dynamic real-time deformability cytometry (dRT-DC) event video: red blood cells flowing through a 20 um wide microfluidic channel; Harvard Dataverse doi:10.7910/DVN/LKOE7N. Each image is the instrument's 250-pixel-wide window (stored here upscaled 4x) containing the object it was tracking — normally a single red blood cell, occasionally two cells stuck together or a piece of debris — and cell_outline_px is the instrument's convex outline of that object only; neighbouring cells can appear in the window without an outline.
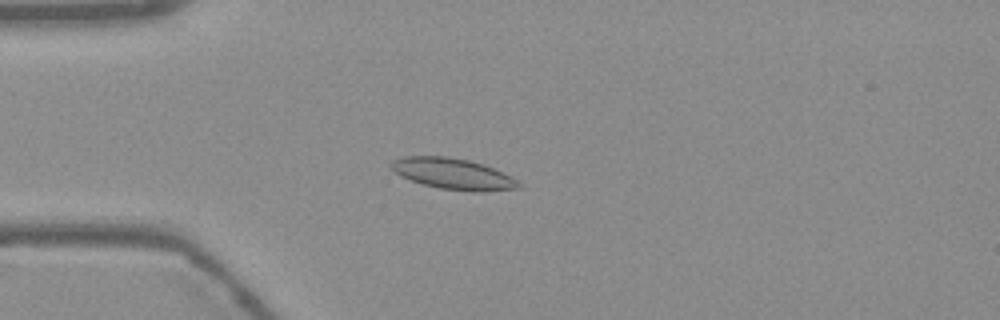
{"species": "Egyptian fruit bat (a non-hibernating species)", "species_latin": "Rousettus aegyptiacus", "temperature_condition": "warm", "stored_images_in_passage": 55, "camera_frame_rate_fps": 3000, "um_per_image_px": 0.085, "frame": {"image": 1, "passage_image": 15, "time_ms": 4.667, "image_size_px": [1000, 320], "cell_outline_px": [[524, 184], [520, 188], [484, 192], [472, 192], [440, 188], [424, 184], [400, 176], [388, 164], [392, 160], [404, 156], [448, 156], [468, 160], [484, 164], [512, 176]], "centroid_in_image_um": [38.56, 14.78], "position_along_channel_um": 46.4, "area_um2": 23.29}}
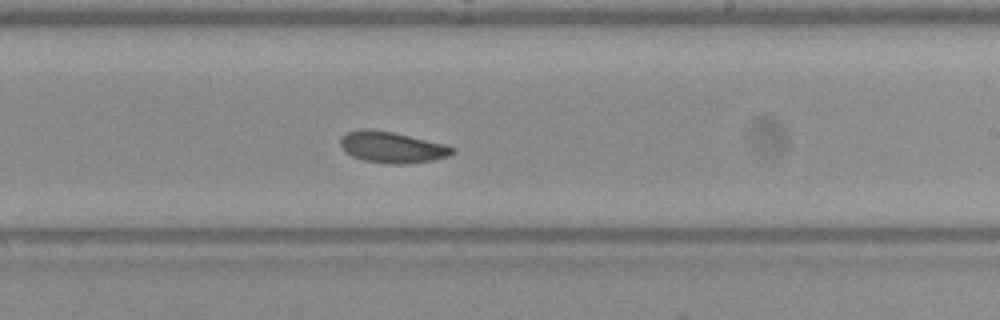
{"frame": {"image": 2, "passage_image": 33, "time_ms": 10.667, "image_size_px": [1000, 320], "cell_outline_px": [[456, 152], [448, 156], [432, 160], [404, 164], [392, 164], [364, 160], [352, 156], [344, 152], [340, 144], [340, 136], [348, 132], [364, 128], [392, 132], [444, 144], [456, 148]], "centroid_in_image_um": [33.3, 12.52], "position_along_channel_um": 255.7, "area_um2": 20.23}}
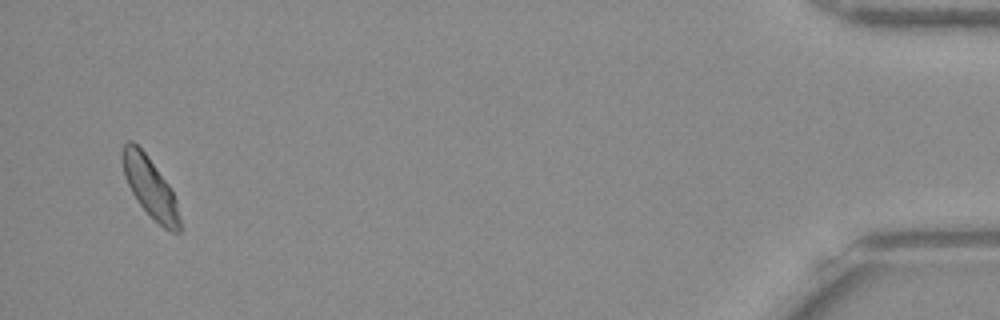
{"frame": {"image": 3, "passage_image": 53, "time_ms": 17.333, "image_size_px": [1000, 320], "cell_outline_px": [[180, 232], [172, 232], [164, 228], [140, 204], [132, 192], [124, 176], [120, 160], [120, 156], [124, 144], [128, 140], [132, 140], [144, 152], [168, 184], [176, 200], [180, 220]], "centroid_in_image_um": [12.72, 15.88], "position_along_channel_um": 422.5, "area_um2": 19.65}}